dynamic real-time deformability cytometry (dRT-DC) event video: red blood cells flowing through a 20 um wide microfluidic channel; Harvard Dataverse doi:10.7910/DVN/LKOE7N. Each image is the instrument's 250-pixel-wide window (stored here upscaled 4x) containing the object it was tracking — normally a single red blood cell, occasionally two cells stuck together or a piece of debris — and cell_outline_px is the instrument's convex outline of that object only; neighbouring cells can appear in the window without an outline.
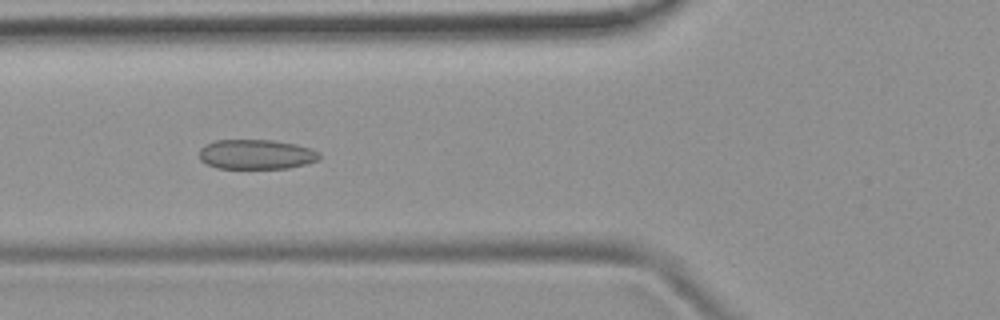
{"species": "common noctule bat (a hibernating species)", "species_latin": "Nyctalus noctula", "temperature_condition": "room temperature", "stored_images_in_passage": 50, "camera_frame_rate_fps": 3000, "um_per_image_px": 0.085, "animal": {"sex": "female", "body_mass_g": 19.9}, "frame": {"image": 1, "passage_image": 18, "time_ms": 5.667, "image_size_px": [1000, 320], "cell_outline_px": [[320, 156], [316, 160], [304, 164], [288, 168], [216, 168], [200, 160], [200, 148], [204, 144], [216, 140], [272, 140], [296, 144], [312, 148], [320, 152]], "centroid_in_image_um": [21.77, 13.11], "position_along_channel_um": 104.0, "area_um2": 20.81}}
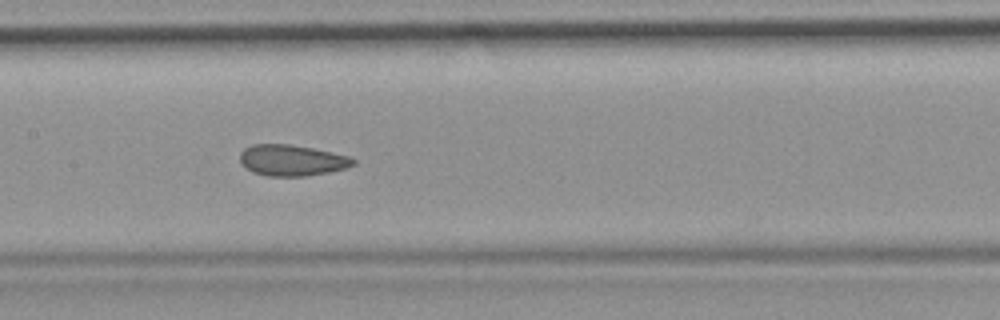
{"frame": {"image": 2, "passage_image": 24, "time_ms": 7.667, "image_size_px": [1000, 320], "cell_outline_px": [[356, 164], [348, 168], [328, 172], [304, 176], [268, 176], [252, 172], [244, 168], [240, 164], [240, 152], [244, 148], [252, 144], [288, 144], [312, 148], [332, 152], [348, 156], [356, 160]], "centroid_in_image_um": [24.78, 13.63], "position_along_channel_um": 182.6, "area_um2": 20.69}}
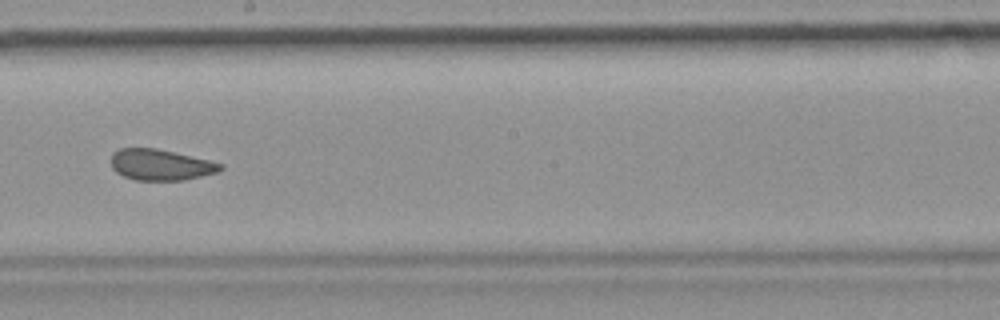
{"frame": {"image": 3, "passage_image": 28, "time_ms": 9.0, "image_size_px": [1000, 320], "cell_outline_px": [[224, 168], [216, 172], [184, 180], [136, 180], [124, 176], [116, 172], [112, 168], [112, 152], [120, 148], [156, 148], [208, 160], [224, 164]], "centroid_in_image_um": [13.64, 14.0], "position_along_channel_um": 234.6, "area_um2": 19.59}, "authors_computed_cell_mechanics": {"area_um2": 21.2993, "velocity_mm_per_s": 3.9239, "shape_relaxation_time_tau1_ms": null, "shape_relaxation_time_tau2_ms": 1.2635, "deformation_change_tau1": null, "deformation_change_tau2": 0.0752}}